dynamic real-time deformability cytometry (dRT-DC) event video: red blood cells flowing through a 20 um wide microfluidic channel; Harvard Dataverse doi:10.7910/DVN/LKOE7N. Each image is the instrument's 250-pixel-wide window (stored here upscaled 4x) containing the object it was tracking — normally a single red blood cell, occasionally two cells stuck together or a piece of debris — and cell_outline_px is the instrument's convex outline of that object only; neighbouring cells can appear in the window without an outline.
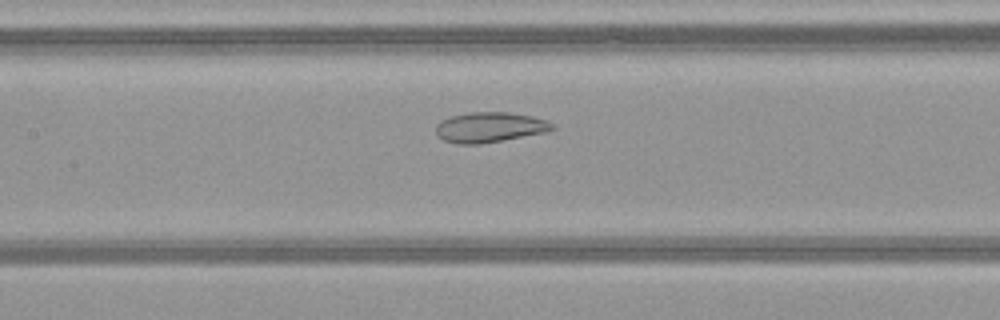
{"species": "common noctule bat (a hibernating species)", "species_latin": "Nyctalus noctula", "temperature_condition": "warm", "stored_images_in_passage": 42, "camera_frame_rate_fps": 3000, "um_per_image_px": 0.085, "animal": {"sex": "female", "body_mass_g": 21.9}, "frame": {"image": 1, "passage_image": 16, "time_ms": 5.0, "image_size_px": [1000, 320], "cell_outline_px": [[556, 128], [548, 132], [504, 140], [480, 144], [456, 144], [444, 140], [436, 132], [436, 124], [440, 120], [452, 116], [472, 112], [508, 112], [532, 116], [544, 120], [552, 124]], "centroid_in_image_um": [41.63, 10.82], "position_along_channel_um": 165.8, "area_um2": 20.46}}
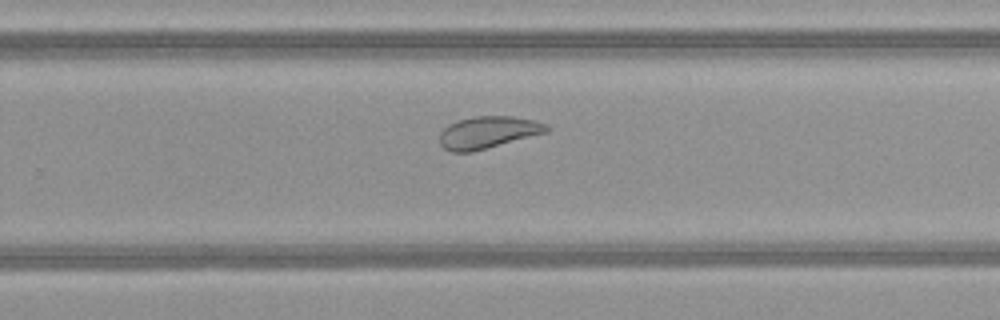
{"frame": {"image": 2, "passage_image": 25, "time_ms": 8.0, "image_size_px": [1000, 320], "cell_outline_px": [[552, 128], [548, 132], [472, 152], [452, 152], [444, 148], [440, 144], [440, 132], [448, 124], [456, 120], [472, 116], [512, 116], [536, 120]], "centroid_in_image_um": [41.47, 11.24], "position_along_channel_um": 288.3, "area_um2": 20.17}}
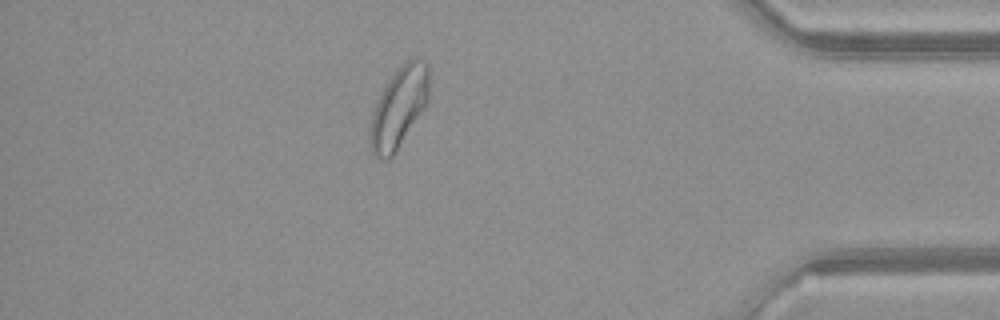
{"frame": {"image": 3, "passage_image": 36, "time_ms": 11.667, "image_size_px": [1000, 320], "cell_outline_px": [[428, 100], [392, 156], [388, 160], [380, 160], [372, 156], [368, 136], [372, 112], [388, 80], [400, 64], [404, 60], [416, 56], [424, 60], [428, 64]], "centroid_in_image_um": [33.87, 9.11], "position_along_channel_um": 401.3, "area_um2": 27.57}, "authors_computed_cell_mechanics": {"area_um2": 24.3916, "velocity_mm_per_s": 4.0993, "shape_relaxation_time_tau1_ms": null, "shape_relaxation_time_tau2_ms": 2.4413, "deformation_change_tau1": null, "deformation_change_tau2": 0.0943}}